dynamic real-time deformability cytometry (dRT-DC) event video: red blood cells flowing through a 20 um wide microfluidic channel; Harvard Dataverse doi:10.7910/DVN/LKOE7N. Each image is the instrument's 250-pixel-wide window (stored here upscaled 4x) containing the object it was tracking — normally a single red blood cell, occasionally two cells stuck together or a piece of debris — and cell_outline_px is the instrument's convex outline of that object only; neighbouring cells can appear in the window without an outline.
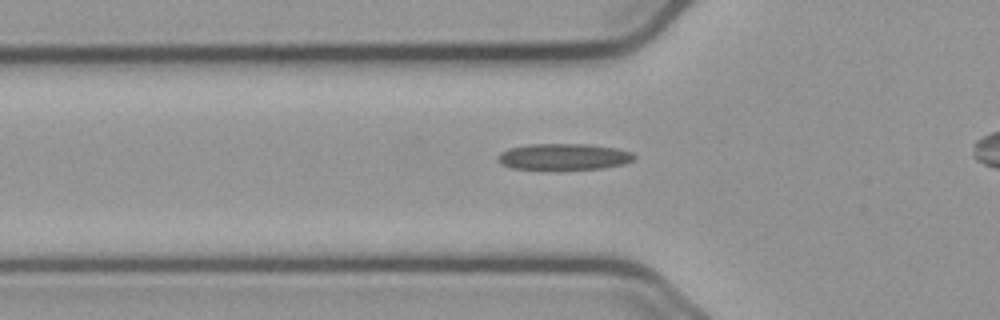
{"species": "common noctule bat (a hibernating species)", "species_latin": "Nyctalus noctula", "temperature_condition": "cold", "stored_images_in_passage": 29, "camera_frame_rate_fps": 3000, "um_per_image_px": 0.085, "animal": {"sex": "male", "body_mass_g": 23.1, "forearm_length_mm": 52.7}, "frame": {"image": 1, "passage_image": 2, "time_ms": 0.333, "image_size_px": [1000, 320], "cell_outline_px": [[636, 156], [632, 160], [624, 164], [600, 168], [560, 172], [512, 168], [500, 164], [496, 156], [500, 152], [508, 148], [532, 144], [588, 144], [616, 148], [632, 152]], "centroid_in_image_um": [47.87, 13.36], "position_along_channel_um": 77.9, "area_um2": 21.79}}
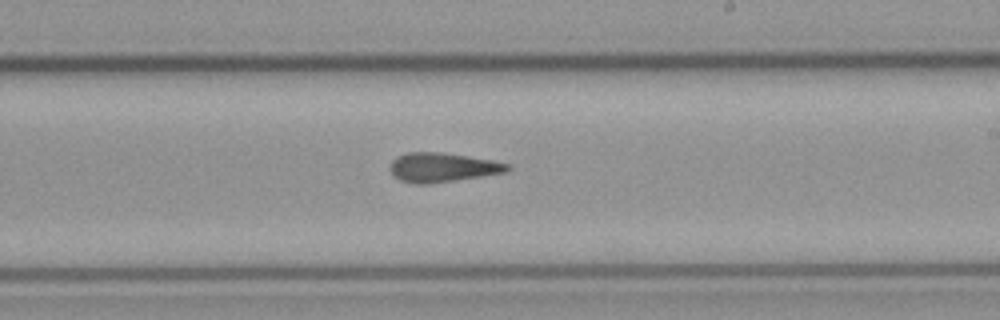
{"frame": {"image": 2, "passage_image": 16, "time_ms": 5.0, "image_size_px": [1000, 320], "cell_outline_px": [[512, 168], [508, 172], [428, 184], [416, 184], [400, 180], [392, 176], [388, 168], [392, 160], [396, 156], [408, 152], [440, 152], [468, 156], [492, 160], [512, 164]], "centroid_in_image_um": [37.6, 14.22], "position_along_channel_um": 251.4, "area_um2": 20.29}}
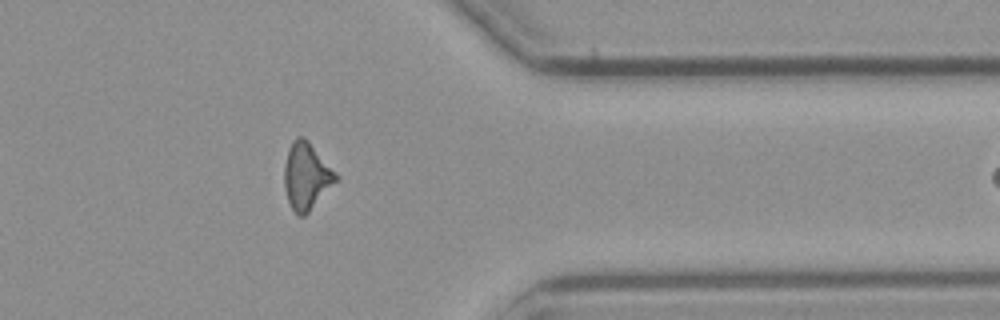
{"frame": {"image": 3, "passage_image": 28, "time_ms": 9.0, "image_size_px": [1000, 320], "cell_outline_px": [[340, 180], [304, 216], [296, 216], [288, 200], [284, 188], [284, 164], [288, 148], [292, 140], [296, 136], [304, 136], [308, 140], [340, 176]], "centroid_in_image_um": [26.07, 14.96], "position_along_channel_um": 385.3, "area_um2": 20.58}}